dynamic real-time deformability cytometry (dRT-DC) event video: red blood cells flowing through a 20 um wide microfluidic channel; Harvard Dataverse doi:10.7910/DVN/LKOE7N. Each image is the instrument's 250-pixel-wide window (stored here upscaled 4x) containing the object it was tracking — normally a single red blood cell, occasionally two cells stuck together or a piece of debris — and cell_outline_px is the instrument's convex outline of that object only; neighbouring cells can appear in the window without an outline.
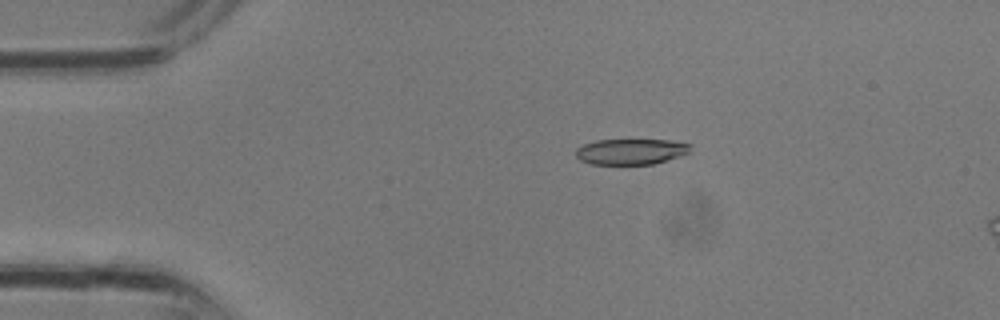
{"species": "common noctule bat (a hibernating species)", "species_latin": "Nyctalus noctula", "temperature_condition": "room temperature", "stored_images_in_passage": 3, "camera_frame_rate_fps": 3000, "um_per_image_px": 0.085, "animal": {"sex": "male", "body_mass_g": 13.3}, "frame": {"image": 1, "passage_image": 2, "time_ms": 0.333, "image_size_px": [1000, 320], "cell_outline_px": [[692, 144], [688, 152], [680, 156], [652, 164], [592, 164], [580, 160], [576, 156], [576, 148], [584, 144], [596, 140], [668, 140]], "centroid_in_image_um": [53.61, 12.88], "position_along_channel_um": 31.4, "area_um2": 17.05}}